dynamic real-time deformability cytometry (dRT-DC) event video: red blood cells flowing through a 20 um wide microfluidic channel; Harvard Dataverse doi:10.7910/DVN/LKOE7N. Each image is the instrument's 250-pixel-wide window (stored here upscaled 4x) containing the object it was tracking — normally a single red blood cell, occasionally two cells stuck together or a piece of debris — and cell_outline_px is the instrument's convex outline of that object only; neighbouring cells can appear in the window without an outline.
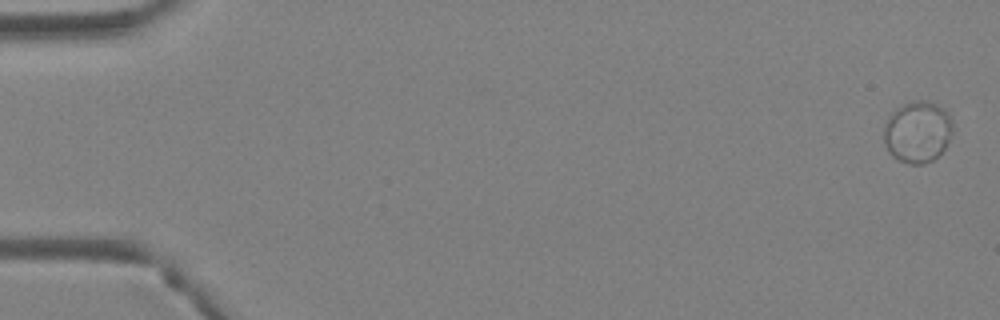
{"species": "Egyptian fruit bat (a non-hibernating species)", "species_latin": "Rousettus aegyptiacus", "temperature_condition": "warm", "stored_images_in_passage": 4, "camera_frame_rate_fps": 3000, "um_per_image_px": 0.085, "animal": {"sex": "female"}, "frame": {"image": 1, "passage_image": 1, "time_ms": 0.0, "image_size_px": [1000, 320], "cell_outline_px": [[952, 132], [944, 148], [932, 160], [920, 164], [908, 164], [896, 160], [888, 152], [884, 144], [884, 128], [892, 112], [896, 108], [904, 104], [916, 100], [924, 100], [936, 104], [944, 108], [948, 112], [952, 124]], "centroid_in_image_um": [77.97, 11.21], "position_along_channel_um": 7.0, "area_um2": 24.62}}